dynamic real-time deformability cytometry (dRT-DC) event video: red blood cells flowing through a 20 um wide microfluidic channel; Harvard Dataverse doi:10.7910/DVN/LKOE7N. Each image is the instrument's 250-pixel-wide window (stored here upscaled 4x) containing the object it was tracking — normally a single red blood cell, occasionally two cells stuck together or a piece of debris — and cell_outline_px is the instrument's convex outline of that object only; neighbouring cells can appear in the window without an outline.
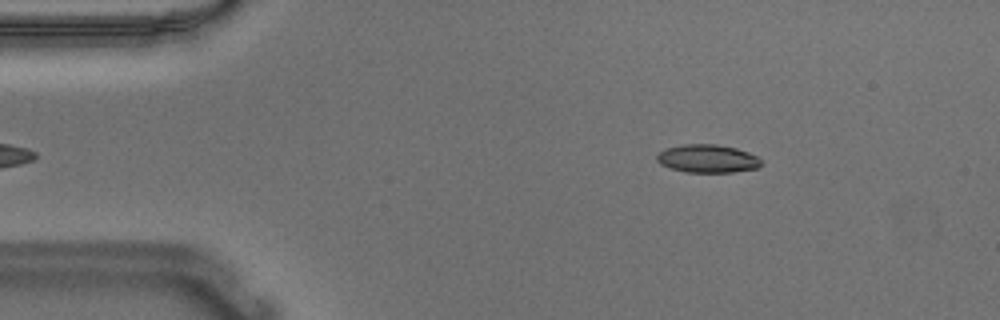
{"species": "Egyptian fruit bat (a non-hibernating species)", "species_latin": "Rousettus aegyptiacus", "temperature_condition": "warm", "stored_images_in_passage": 49, "camera_frame_rate_fps": 3000, "um_per_image_px": 0.085, "animal": {"sex": "male"}, "frame": {"image": 1, "passage_image": 3, "time_ms": 0.667, "image_size_px": [1000, 320], "cell_outline_px": [[764, 164], [756, 168], [732, 172], [684, 172], [660, 164], [656, 160], [656, 156], [664, 148], [684, 144], [716, 144], [736, 148], [748, 152], [764, 160]], "centroid_in_image_um": [60.16, 13.48], "position_along_channel_um": 24.8, "area_um2": 17.22}}
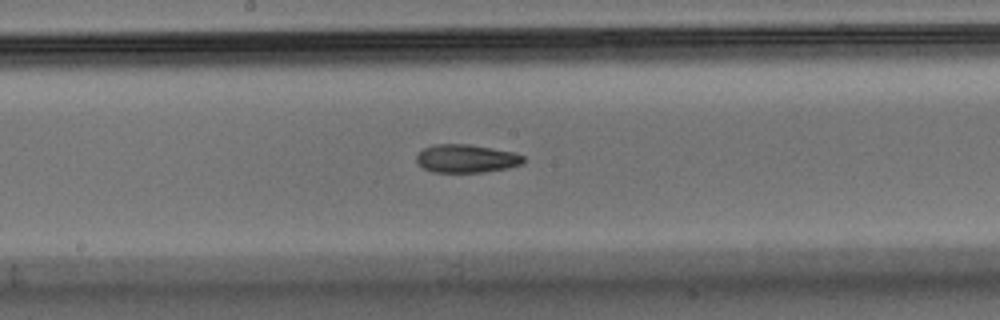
{"frame": {"image": 2, "passage_image": 23, "time_ms": 7.333, "image_size_px": [1000, 320], "cell_outline_px": [[524, 164], [508, 168], [484, 172], [432, 172], [424, 168], [416, 160], [416, 156], [424, 148], [436, 144], [468, 144], [516, 152], [524, 156]], "centroid_in_image_um": [39.69, 13.48], "position_along_channel_um": 208.5, "area_um2": 17.63}}
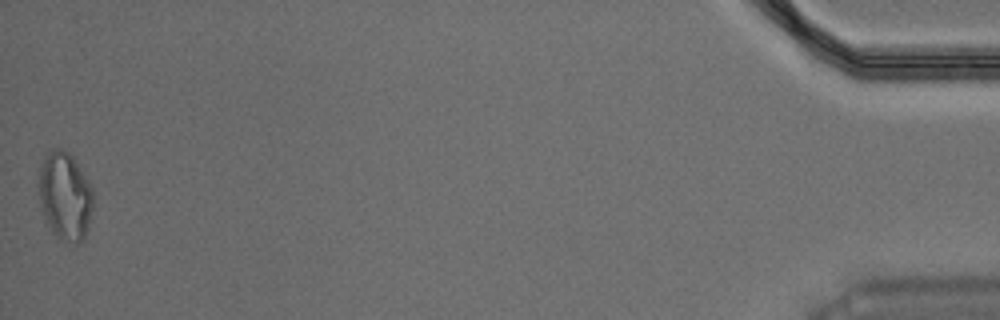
{"frame": {"image": 3, "passage_image": 49, "time_ms": 16.0, "image_size_px": [1000, 320], "cell_outline_px": [[92, 208], [84, 240], [76, 244], [60, 240], [52, 232], [44, 216], [36, 184], [40, 168], [48, 152], [52, 148], [64, 148], [72, 156], [88, 180], [92, 188]], "centroid_in_image_um": [5.51, 16.66], "position_along_channel_um": 429.7, "area_um2": 28.03}, "authors_computed_cell_mechanics": {"area_um2": 17.9758, "velocity_mm_per_s": 3.681, "shape_relaxation_time_tau1_ms": null, "shape_relaxation_time_tau2_ms": 7.8476, "deformation_change_tau1": null, "deformation_change_tau2": 0.1667}}